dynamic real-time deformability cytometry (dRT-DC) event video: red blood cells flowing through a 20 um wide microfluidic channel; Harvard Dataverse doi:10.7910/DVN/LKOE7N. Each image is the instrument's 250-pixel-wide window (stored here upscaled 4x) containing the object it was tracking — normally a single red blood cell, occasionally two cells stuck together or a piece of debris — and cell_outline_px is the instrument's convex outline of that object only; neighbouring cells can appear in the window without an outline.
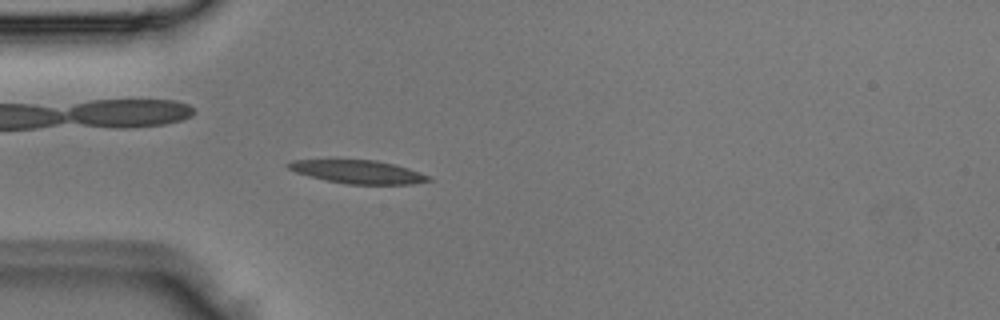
{"species": "Egyptian fruit bat (a non-hibernating species)", "species_latin": "Rousettus aegyptiacus", "temperature_condition": "room temperature", "stored_images_in_passage": 3, "camera_frame_rate_fps": 3000, "um_per_image_px": 0.085, "animal": {"sex": "male"}, "frame": {"image": 1, "passage_image": 3, "time_ms": 0.667, "image_size_px": [1000, 320], "cell_outline_px": [[432, 180], [412, 184], [348, 184], [328, 180], [296, 172], [288, 168], [284, 164], [292, 160], [328, 156], [336, 156], [376, 160], [396, 164], [432, 176]], "centroid_in_image_um": [30.34, 14.52], "position_along_channel_um": 54.7, "area_um2": 20.23}}